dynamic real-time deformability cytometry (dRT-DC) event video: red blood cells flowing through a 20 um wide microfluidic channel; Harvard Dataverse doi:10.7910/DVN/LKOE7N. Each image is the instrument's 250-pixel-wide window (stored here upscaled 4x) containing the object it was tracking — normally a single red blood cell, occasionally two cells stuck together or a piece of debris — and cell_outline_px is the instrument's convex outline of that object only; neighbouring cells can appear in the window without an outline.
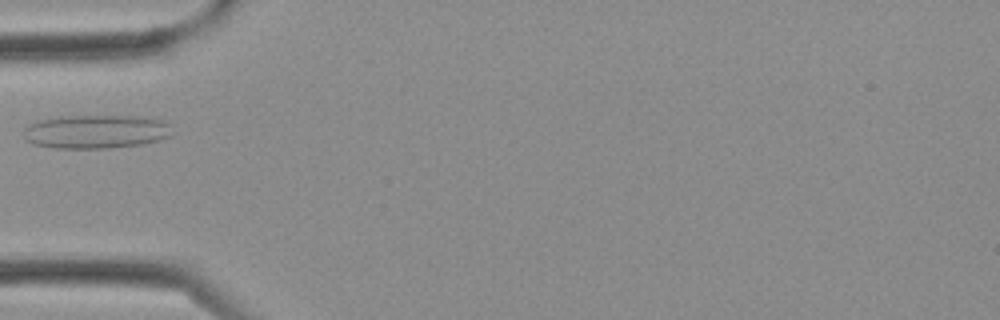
{"species": "Egyptian fruit bat (a non-hibernating species)", "species_latin": "Rousettus aegyptiacus", "temperature_condition": "cold", "stored_images_in_passage": 1, "camera_frame_rate_fps": 3000, "um_per_image_px": 0.085, "frame": {"image": 1, "passage_image": 1, "time_ms": 0.0, "image_size_px": [1000, 320], "cell_outline_px": [[172, 136], [160, 140], [140, 144], [108, 148], [56, 148], [36, 144], [28, 140], [24, 136], [24, 128], [28, 124], [36, 120], [68, 116], [140, 116], [164, 120], [172, 124]], "centroid_in_image_um": [8.22, 11.18], "position_along_channel_um": 76.8, "area_um2": 29.3}}